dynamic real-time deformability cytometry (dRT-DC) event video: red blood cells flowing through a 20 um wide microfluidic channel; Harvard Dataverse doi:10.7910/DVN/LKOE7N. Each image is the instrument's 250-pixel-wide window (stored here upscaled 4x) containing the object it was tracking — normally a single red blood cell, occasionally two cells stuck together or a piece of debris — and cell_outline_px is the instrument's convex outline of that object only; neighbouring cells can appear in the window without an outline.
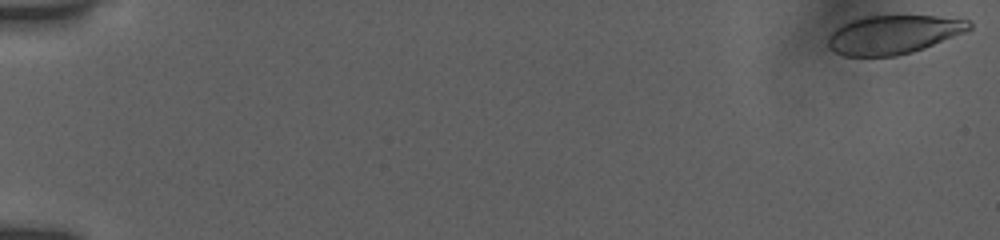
{"species": "human", "species_latin": "Homo sapiens", "temperature_condition": "room temperature", "stored_images_in_passage": 54, "camera_frame_rate_fps": 3000, "um_per_image_px": 0.085, "donor": {"sex": "female"}, "frame": {"image": 1, "passage_image": 1, "time_ms": 0.0, "image_size_px": [1000, 240], "cell_outline_px": [[972, 28], [968, 32], [924, 48], [912, 52], [896, 56], [844, 56], [828, 48], [828, 36], [836, 28], [852, 20], [864, 16], [936, 16], [968, 20], [972, 24]], "centroid_in_image_um": [75.97, 2.94], "position_along_channel_um": 9.0, "area_um2": 31.91}}
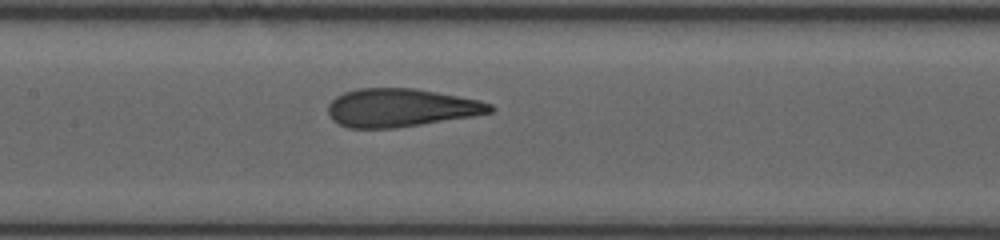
{"frame": {"image": 2, "passage_image": 28, "time_ms": 9.0, "image_size_px": [1000, 240], "cell_outline_px": [[496, 108], [492, 112], [472, 116], [396, 128], [348, 128], [332, 120], [328, 112], [328, 104], [336, 96], [344, 92], [360, 88], [416, 88], [480, 100], [492, 104]], "centroid_in_image_um": [34.07, 9.15], "position_along_channel_um": 173.3, "area_um2": 36.13}}
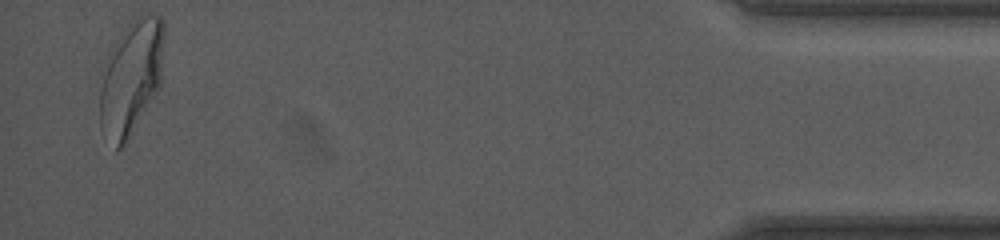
{"frame": {"image": 3, "passage_image": 53, "time_ms": 17.333, "image_size_px": [1000, 240], "cell_outline_px": [[164, 36], [160, 84], [124, 148], [116, 148], [100, 128], [100, 88], [104, 64], [112, 44], [128, 24], [136, 16], [152, 12], [160, 16], [164, 20]], "centroid_in_image_um": [11.14, 6.54], "position_along_channel_um": 424.1, "area_um2": 43.06}, "authors_computed_cell_mechanics": {"area_um2": 36.2406, "velocity_mm_per_s": 3.8666, "shape_relaxation_time_tau1_ms": 5.25, "shape_relaxation_time_tau2_ms": 0.8488, "deformation_change_tau1": 0.2009, "deformation_change_tau2": 0.0871}}